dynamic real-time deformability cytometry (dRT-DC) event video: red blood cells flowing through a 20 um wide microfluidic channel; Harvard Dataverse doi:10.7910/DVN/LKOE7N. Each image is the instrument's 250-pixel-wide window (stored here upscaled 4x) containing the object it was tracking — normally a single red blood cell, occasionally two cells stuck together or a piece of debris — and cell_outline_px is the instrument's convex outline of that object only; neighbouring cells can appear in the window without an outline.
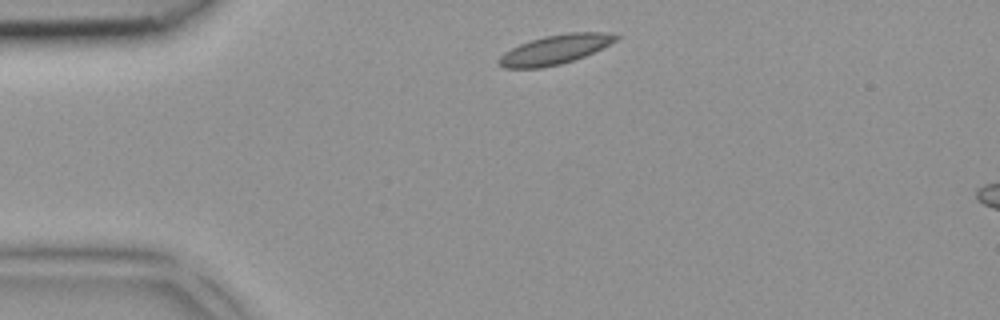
{"species": "common noctule bat (a hibernating species)", "species_latin": "Nyctalus noctula", "temperature_condition": "room temperature", "stored_images_in_passage": 2, "camera_frame_rate_fps": 3000, "um_per_image_px": 0.085, "animal": {"sex": "female", "body_mass_g": 18.4}, "frame": {"image": 1, "passage_image": 1, "time_ms": 0.0, "image_size_px": [1000, 320], "cell_outline_px": [[624, 36], [584, 56], [560, 64], [540, 68], [504, 68], [496, 64], [496, 60], [504, 52], [520, 44], [544, 36], [568, 32], [608, 32]], "centroid_in_image_um": [47.15, 4.21], "position_along_channel_um": 37.8, "area_um2": 19.94}}